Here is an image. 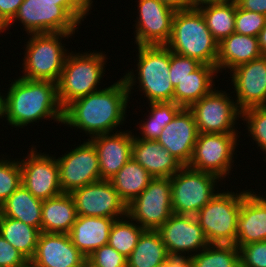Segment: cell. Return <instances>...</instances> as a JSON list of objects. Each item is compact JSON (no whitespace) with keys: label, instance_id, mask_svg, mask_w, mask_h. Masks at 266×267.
Returning a JSON list of instances; mask_svg holds the SVG:
<instances>
[{"label":"cell","instance_id":"4dcf8cb0","mask_svg":"<svg viewBox=\"0 0 266 267\" xmlns=\"http://www.w3.org/2000/svg\"><path fill=\"white\" fill-rule=\"evenodd\" d=\"M167 250L156 230H145L127 257V267H155L166 261Z\"/></svg>","mask_w":266,"mask_h":267},{"label":"cell","instance_id":"603a6c76","mask_svg":"<svg viewBox=\"0 0 266 267\" xmlns=\"http://www.w3.org/2000/svg\"><path fill=\"white\" fill-rule=\"evenodd\" d=\"M131 157L154 178H171L183 165L156 140H145L133 135Z\"/></svg>","mask_w":266,"mask_h":267},{"label":"cell","instance_id":"ee69618b","mask_svg":"<svg viewBox=\"0 0 266 267\" xmlns=\"http://www.w3.org/2000/svg\"><path fill=\"white\" fill-rule=\"evenodd\" d=\"M24 0H0V26L4 28L16 15Z\"/></svg>","mask_w":266,"mask_h":267},{"label":"cell","instance_id":"f907efd6","mask_svg":"<svg viewBox=\"0 0 266 267\" xmlns=\"http://www.w3.org/2000/svg\"><path fill=\"white\" fill-rule=\"evenodd\" d=\"M5 103V92H0V120L2 119V121L5 118Z\"/></svg>","mask_w":266,"mask_h":267},{"label":"cell","instance_id":"8992f818","mask_svg":"<svg viewBox=\"0 0 266 267\" xmlns=\"http://www.w3.org/2000/svg\"><path fill=\"white\" fill-rule=\"evenodd\" d=\"M27 42L19 77L29 80H50L58 82L64 62L69 53L65 39L72 38L69 33L27 34ZM65 38V39H64ZM62 40H64L62 42Z\"/></svg>","mask_w":266,"mask_h":267},{"label":"cell","instance_id":"9a60e30c","mask_svg":"<svg viewBox=\"0 0 266 267\" xmlns=\"http://www.w3.org/2000/svg\"><path fill=\"white\" fill-rule=\"evenodd\" d=\"M134 45H166L176 10L160 0H137Z\"/></svg>","mask_w":266,"mask_h":267},{"label":"cell","instance_id":"83f0119b","mask_svg":"<svg viewBox=\"0 0 266 267\" xmlns=\"http://www.w3.org/2000/svg\"><path fill=\"white\" fill-rule=\"evenodd\" d=\"M43 200L36 198L22 184L0 205V214L31 225L41 231Z\"/></svg>","mask_w":266,"mask_h":267},{"label":"cell","instance_id":"9c48e42d","mask_svg":"<svg viewBox=\"0 0 266 267\" xmlns=\"http://www.w3.org/2000/svg\"><path fill=\"white\" fill-rule=\"evenodd\" d=\"M238 134L241 133H199L188 167L211 173L223 182L235 166L233 159L241 136Z\"/></svg>","mask_w":266,"mask_h":267},{"label":"cell","instance_id":"11a10c76","mask_svg":"<svg viewBox=\"0 0 266 267\" xmlns=\"http://www.w3.org/2000/svg\"><path fill=\"white\" fill-rule=\"evenodd\" d=\"M3 33V28L0 26V34Z\"/></svg>","mask_w":266,"mask_h":267},{"label":"cell","instance_id":"f5cc1de1","mask_svg":"<svg viewBox=\"0 0 266 267\" xmlns=\"http://www.w3.org/2000/svg\"><path fill=\"white\" fill-rule=\"evenodd\" d=\"M155 267H169V265H168V263L165 261V262H163V263H161V264H159V265H157V266H155Z\"/></svg>","mask_w":266,"mask_h":267},{"label":"cell","instance_id":"7402d4cb","mask_svg":"<svg viewBox=\"0 0 266 267\" xmlns=\"http://www.w3.org/2000/svg\"><path fill=\"white\" fill-rule=\"evenodd\" d=\"M260 241H266V198L249 189L243 197L237 218L235 245L239 248Z\"/></svg>","mask_w":266,"mask_h":267},{"label":"cell","instance_id":"4316f807","mask_svg":"<svg viewBox=\"0 0 266 267\" xmlns=\"http://www.w3.org/2000/svg\"><path fill=\"white\" fill-rule=\"evenodd\" d=\"M217 75L215 66L201 64L174 88V103L189 108L215 88Z\"/></svg>","mask_w":266,"mask_h":267},{"label":"cell","instance_id":"3957f363","mask_svg":"<svg viewBox=\"0 0 266 267\" xmlns=\"http://www.w3.org/2000/svg\"><path fill=\"white\" fill-rule=\"evenodd\" d=\"M136 49L138 55L134 61L137 68L135 71L134 69L127 70L123 76L129 98L133 97L132 90L136 89L134 91L142 92L141 96L144 95L148 103L174 102V87L169 74L170 49L166 45H139Z\"/></svg>","mask_w":266,"mask_h":267},{"label":"cell","instance_id":"f1b7e54d","mask_svg":"<svg viewBox=\"0 0 266 267\" xmlns=\"http://www.w3.org/2000/svg\"><path fill=\"white\" fill-rule=\"evenodd\" d=\"M146 169L132 157L110 179L119 197L128 205L139 196L153 179Z\"/></svg>","mask_w":266,"mask_h":267},{"label":"cell","instance_id":"db71d44e","mask_svg":"<svg viewBox=\"0 0 266 267\" xmlns=\"http://www.w3.org/2000/svg\"><path fill=\"white\" fill-rule=\"evenodd\" d=\"M85 267H93L88 261H86Z\"/></svg>","mask_w":266,"mask_h":267},{"label":"cell","instance_id":"7c38bea8","mask_svg":"<svg viewBox=\"0 0 266 267\" xmlns=\"http://www.w3.org/2000/svg\"><path fill=\"white\" fill-rule=\"evenodd\" d=\"M172 214L170 178H153L127 205V215L145 230H157Z\"/></svg>","mask_w":266,"mask_h":267},{"label":"cell","instance_id":"2e32d148","mask_svg":"<svg viewBox=\"0 0 266 267\" xmlns=\"http://www.w3.org/2000/svg\"><path fill=\"white\" fill-rule=\"evenodd\" d=\"M77 215L119 219L127 215V205L110 180L87 184L71 193Z\"/></svg>","mask_w":266,"mask_h":267},{"label":"cell","instance_id":"ab89813d","mask_svg":"<svg viewBox=\"0 0 266 267\" xmlns=\"http://www.w3.org/2000/svg\"><path fill=\"white\" fill-rule=\"evenodd\" d=\"M201 63L187 56L171 52L170 62V79L173 87L175 88L182 79L188 76L191 72L195 71Z\"/></svg>","mask_w":266,"mask_h":267},{"label":"cell","instance_id":"ffe728a7","mask_svg":"<svg viewBox=\"0 0 266 267\" xmlns=\"http://www.w3.org/2000/svg\"><path fill=\"white\" fill-rule=\"evenodd\" d=\"M36 267H85V257L69 234L41 232L34 257Z\"/></svg>","mask_w":266,"mask_h":267},{"label":"cell","instance_id":"7dc6e473","mask_svg":"<svg viewBox=\"0 0 266 267\" xmlns=\"http://www.w3.org/2000/svg\"><path fill=\"white\" fill-rule=\"evenodd\" d=\"M230 0H189V8L199 9L200 7L210 5V4H220L225 3Z\"/></svg>","mask_w":266,"mask_h":267},{"label":"cell","instance_id":"74e56055","mask_svg":"<svg viewBox=\"0 0 266 267\" xmlns=\"http://www.w3.org/2000/svg\"><path fill=\"white\" fill-rule=\"evenodd\" d=\"M266 15L241 9L236 2L235 32L257 37L265 26Z\"/></svg>","mask_w":266,"mask_h":267},{"label":"cell","instance_id":"d6986e66","mask_svg":"<svg viewBox=\"0 0 266 267\" xmlns=\"http://www.w3.org/2000/svg\"><path fill=\"white\" fill-rule=\"evenodd\" d=\"M199 131L193 113L182 108L156 139L183 166H188Z\"/></svg>","mask_w":266,"mask_h":267},{"label":"cell","instance_id":"ba28073f","mask_svg":"<svg viewBox=\"0 0 266 267\" xmlns=\"http://www.w3.org/2000/svg\"><path fill=\"white\" fill-rule=\"evenodd\" d=\"M219 181L226 184L211 173L183 166L170 178L173 213L195 216L219 191Z\"/></svg>","mask_w":266,"mask_h":267},{"label":"cell","instance_id":"44dd1931","mask_svg":"<svg viewBox=\"0 0 266 267\" xmlns=\"http://www.w3.org/2000/svg\"><path fill=\"white\" fill-rule=\"evenodd\" d=\"M123 130L89 138L98 153L101 180H110L131 158L134 131Z\"/></svg>","mask_w":266,"mask_h":267},{"label":"cell","instance_id":"277c9868","mask_svg":"<svg viewBox=\"0 0 266 267\" xmlns=\"http://www.w3.org/2000/svg\"><path fill=\"white\" fill-rule=\"evenodd\" d=\"M72 51L67 54L64 67L57 82L58 99L64 109L68 104L102 87L104 72H106V52ZM106 65V66H105Z\"/></svg>","mask_w":266,"mask_h":267},{"label":"cell","instance_id":"7bdbcfd3","mask_svg":"<svg viewBox=\"0 0 266 267\" xmlns=\"http://www.w3.org/2000/svg\"><path fill=\"white\" fill-rule=\"evenodd\" d=\"M27 258L0 235V266L15 267L23 264Z\"/></svg>","mask_w":266,"mask_h":267},{"label":"cell","instance_id":"7a4b0ae2","mask_svg":"<svg viewBox=\"0 0 266 267\" xmlns=\"http://www.w3.org/2000/svg\"><path fill=\"white\" fill-rule=\"evenodd\" d=\"M5 92L4 120L9 126L24 129L47 119L62 125L63 108L58 99L56 82L16 77Z\"/></svg>","mask_w":266,"mask_h":267},{"label":"cell","instance_id":"d6a6232c","mask_svg":"<svg viewBox=\"0 0 266 267\" xmlns=\"http://www.w3.org/2000/svg\"><path fill=\"white\" fill-rule=\"evenodd\" d=\"M150 110L148 115L140 122H137V132L134 134L136 138L145 140H156L163 128L172 121L175 115L182 109V107L174 102H153L147 103ZM141 123V124H140Z\"/></svg>","mask_w":266,"mask_h":267},{"label":"cell","instance_id":"4fadbf2b","mask_svg":"<svg viewBox=\"0 0 266 267\" xmlns=\"http://www.w3.org/2000/svg\"><path fill=\"white\" fill-rule=\"evenodd\" d=\"M74 149L57 157L59 181L63 193L71 194L87 184L101 180L98 153L93 143L86 139Z\"/></svg>","mask_w":266,"mask_h":267},{"label":"cell","instance_id":"5bb4252c","mask_svg":"<svg viewBox=\"0 0 266 267\" xmlns=\"http://www.w3.org/2000/svg\"><path fill=\"white\" fill-rule=\"evenodd\" d=\"M31 145L27 156L19 158L21 184L36 198L46 200L63 194L59 181V168L56 155L39 152ZM29 152V153H28Z\"/></svg>","mask_w":266,"mask_h":267},{"label":"cell","instance_id":"484cf974","mask_svg":"<svg viewBox=\"0 0 266 267\" xmlns=\"http://www.w3.org/2000/svg\"><path fill=\"white\" fill-rule=\"evenodd\" d=\"M76 206L71 194L43 200L41 232L69 234L77 218Z\"/></svg>","mask_w":266,"mask_h":267},{"label":"cell","instance_id":"8fae6325","mask_svg":"<svg viewBox=\"0 0 266 267\" xmlns=\"http://www.w3.org/2000/svg\"><path fill=\"white\" fill-rule=\"evenodd\" d=\"M227 91L215 87L188 108L194 115L199 133H241L237 130V125L242 112L237 107L235 98Z\"/></svg>","mask_w":266,"mask_h":267},{"label":"cell","instance_id":"c3c4849f","mask_svg":"<svg viewBox=\"0 0 266 267\" xmlns=\"http://www.w3.org/2000/svg\"><path fill=\"white\" fill-rule=\"evenodd\" d=\"M160 1L176 11L189 8V0H160Z\"/></svg>","mask_w":266,"mask_h":267},{"label":"cell","instance_id":"1f68e13d","mask_svg":"<svg viewBox=\"0 0 266 267\" xmlns=\"http://www.w3.org/2000/svg\"><path fill=\"white\" fill-rule=\"evenodd\" d=\"M208 29L220 43L235 32L236 0L200 7Z\"/></svg>","mask_w":266,"mask_h":267},{"label":"cell","instance_id":"ac0fdd59","mask_svg":"<svg viewBox=\"0 0 266 267\" xmlns=\"http://www.w3.org/2000/svg\"><path fill=\"white\" fill-rule=\"evenodd\" d=\"M156 231L167 251L195 255L210 244L197 219L191 215L173 213Z\"/></svg>","mask_w":266,"mask_h":267},{"label":"cell","instance_id":"f35d334b","mask_svg":"<svg viewBox=\"0 0 266 267\" xmlns=\"http://www.w3.org/2000/svg\"><path fill=\"white\" fill-rule=\"evenodd\" d=\"M126 259L109 244L101 246L87 257L93 267H127Z\"/></svg>","mask_w":266,"mask_h":267},{"label":"cell","instance_id":"cb8c5ba5","mask_svg":"<svg viewBox=\"0 0 266 267\" xmlns=\"http://www.w3.org/2000/svg\"><path fill=\"white\" fill-rule=\"evenodd\" d=\"M114 218L78 215L69 236L73 245L88 257L95 250L108 244Z\"/></svg>","mask_w":266,"mask_h":267},{"label":"cell","instance_id":"8d00e7d4","mask_svg":"<svg viewBox=\"0 0 266 267\" xmlns=\"http://www.w3.org/2000/svg\"><path fill=\"white\" fill-rule=\"evenodd\" d=\"M7 156L0 155V205L21 185L19 158Z\"/></svg>","mask_w":266,"mask_h":267},{"label":"cell","instance_id":"f6af8a7d","mask_svg":"<svg viewBox=\"0 0 266 267\" xmlns=\"http://www.w3.org/2000/svg\"><path fill=\"white\" fill-rule=\"evenodd\" d=\"M166 262L169 267H193V255L184 252L167 251Z\"/></svg>","mask_w":266,"mask_h":267},{"label":"cell","instance_id":"836d02e7","mask_svg":"<svg viewBox=\"0 0 266 267\" xmlns=\"http://www.w3.org/2000/svg\"><path fill=\"white\" fill-rule=\"evenodd\" d=\"M144 231V228L126 215L113 222L108 244L127 258L134 250L139 237Z\"/></svg>","mask_w":266,"mask_h":267},{"label":"cell","instance_id":"b9f144b4","mask_svg":"<svg viewBox=\"0 0 266 267\" xmlns=\"http://www.w3.org/2000/svg\"><path fill=\"white\" fill-rule=\"evenodd\" d=\"M61 6L79 25L91 14L93 4L89 0H53ZM90 12V13H89Z\"/></svg>","mask_w":266,"mask_h":267},{"label":"cell","instance_id":"e0dca14e","mask_svg":"<svg viewBox=\"0 0 266 267\" xmlns=\"http://www.w3.org/2000/svg\"><path fill=\"white\" fill-rule=\"evenodd\" d=\"M241 112L252 107L266 106V56L238 65L228 72ZM234 86V87H233Z\"/></svg>","mask_w":266,"mask_h":267},{"label":"cell","instance_id":"d590c367","mask_svg":"<svg viewBox=\"0 0 266 267\" xmlns=\"http://www.w3.org/2000/svg\"><path fill=\"white\" fill-rule=\"evenodd\" d=\"M241 121L245 124L244 127L248 132V136L252 139V143L259 151L261 150L265 154L263 158L264 163L266 162V106L252 107L242 112Z\"/></svg>","mask_w":266,"mask_h":267},{"label":"cell","instance_id":"d4e9b609","mask_svg":"<svg viewBox=\"0 0 266 267\" xmlns=\"http://www.w3.org/2000/svg\"><path fill=\"white\" fill-rule=\"evenodd\" d=\"M258 38L234 32L218 45L216 69L227 73L238 65L261 57ZM224 70V71H223Z\"/></svg>","mask_w":266,"mask_h":267},{"label":"cell","instance_id":"5b68a950","mask_svg":"<svg viewBox=\"0 0 266 267\" xmlns=\"http://www.w3.org/2000/svg\"><path fill=\"white\" fill-rule=\"evenodd\" d=\"M218 45L199 9L188 8L175 12L171 37L166 44L171 52L216 67Z\"/></svg>","mask_w":266,"mask_h":267},{"label":"cell","instance_id":"60d3db41","mask_svg":"<svg viewBox=\"0 0 266 267\" xmlns=\"http://www.w3.org/2000/svg\"><path fill=\"white\" fill-rule=\"evenodd\" d=\"M238 249L240 267H266V241L249 243Z\"/></svg>","mask_w":266,"mask_h":267},{"label":"cell","instance_id":"e575fe53","mask_svg":"<svg viewBox=\"0 0 266 267\" xmlns=\"http://www.w3.org/2000/svg\"><path fill=\"white\" fill-rule=\"evenodd\" d=\"M193 267H240L239 249L234 244H209L193 255Z\"/></svg>","mask_w":266,"mask_h":267},{"label":"cell","instance_id":"681fc988","mask_svg":"<svg viewBox=\"0 0 266 267\" xmlns=\"http://www.w3.org/2000/svg\"><path fill=\"white\" fill-rule=\"evenodd\" d=\"M260 52L262 56H266V23L257 36Z\"/></svg>","mask_w":266,"mask_h":267},{"label":"cell","instance_id":"f546056e","mask_svg":"<svg viewBox=\"0 0 266 267\" xmlns=\"http://www.w3.org/2000/svg\"><path fill=\"white\" fill-rule=\"evenodd\" d=\"M40 233L31 225L0 214V235L27 259L34 257Z\"/></svg>","mask_w":266,"mask_h":267},{"label":"cell","instance_id":"816d5d0a","mask_svg":"<svg viewBox=\"0 0 266 267\" xmlns=\"http://www.w3.org/2000/svg\"><path fill=\"white\" fill-rule=\"evenodd\" d=\"M15 267H36V265L31 259H27L23 264L15 266Z\"/></svg>","mask_w":266,"mask_h":267},{"label":"cell","instance_id":"bcb514c9","mask_svg":"<svg viewBox=\"0 0 266 267\" xmlns=\"http://www.w3.org/2000/svg\"><path fill=\"white\" fill-rule=\"evenodd\" d=\"M236 2L241 9L266 15V0H236Z\"/></svg>","mask_w":266,"mask_h":267},{"label":"cell","instance_id":"6da1fadb","mask_svg":"<svg viewBox=\"0 0 266 267\" xmlns=\"http://www.w3.org/2000/svg\"><path fill=\"white\" fill-rule=\"evenodd\" d=\"M129 99L126 82L120 77L112 85L68 104L63 109L62 125L81 130L88 139L117 132L118 127L121 128L127 122V108H130L128 105L131 103Z\"/></svg>","mask_w":266,"mask_h":267},{"label":"cell","instance_id":"52a82bcc","mask_svg":"<svg viewBox=\"0 0 266 267\" xmlns=\"http://www.w3.org/2000/svg\"><path fill=\"white\" fill-rule=\"evenodd\" d=\"M226 190H219L195 215L210 244L236 243L237 218L243 197L249 189Z\"/></svg>","mask_w":266,"mask_h":267},{"label":"cell","instance_id":"30bf717a","mask_svg":"<svg viewBox=\"0 0 266 267\" xmlns=\"http://www.w3.org/2000/svg\"><path fill=\"white\" fill-rule=\"evenodd\" d=\"M17 21L27 34H75L80 26L53 0H24L14 18L3 28V32L6 33L9 28L14 27L12 24L18 23Z\"/></svg>","mask_w":266,"mask_h":267}]
</instances>
